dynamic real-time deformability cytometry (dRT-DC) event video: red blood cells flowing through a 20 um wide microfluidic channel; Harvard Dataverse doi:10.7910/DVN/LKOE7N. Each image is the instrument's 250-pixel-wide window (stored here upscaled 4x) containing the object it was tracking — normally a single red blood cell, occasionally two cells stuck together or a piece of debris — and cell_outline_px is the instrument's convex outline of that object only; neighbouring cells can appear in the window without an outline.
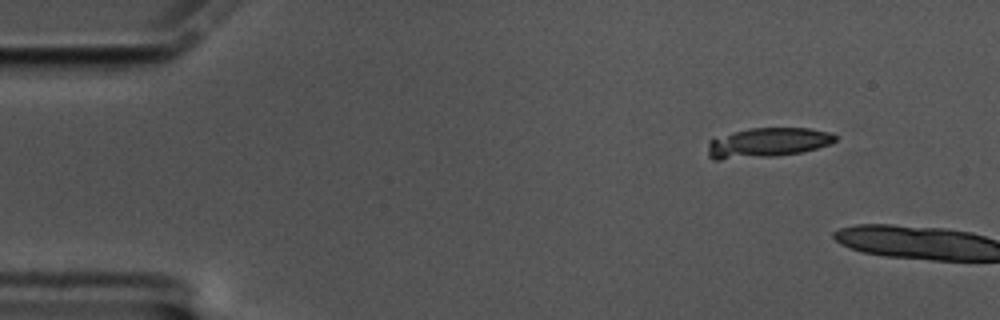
{"species": "common noctule bat (a hibernating species)", "species_latin": "Nyctalus noctula", "temperature_condition": "cold", "stored_images_in_passage": 4, "camera_frame_rate_fps": 3000, "um_per_image_px": 0.085, "animal": {"sex": "male", "body_mass_g": 17.5, "forearm_length_mm": 52.3}, "frame": {"image": 1, "passage_image": 1, "time_ms": 0.0, "image_size_px": [1000, 320], "cell_outline_px": [[840, 136], [836, 140], [828, 144], [804, 152], [776, 156], [720, 160], [712, 160], [708, 156], [708, 140], [736, 132], [752, 128], [808, 128], [828, 132]], "centroid_in_image_um": [65.23, 12.14], "position_along_channel_um": 19.8, "area_um2": 22.02}}